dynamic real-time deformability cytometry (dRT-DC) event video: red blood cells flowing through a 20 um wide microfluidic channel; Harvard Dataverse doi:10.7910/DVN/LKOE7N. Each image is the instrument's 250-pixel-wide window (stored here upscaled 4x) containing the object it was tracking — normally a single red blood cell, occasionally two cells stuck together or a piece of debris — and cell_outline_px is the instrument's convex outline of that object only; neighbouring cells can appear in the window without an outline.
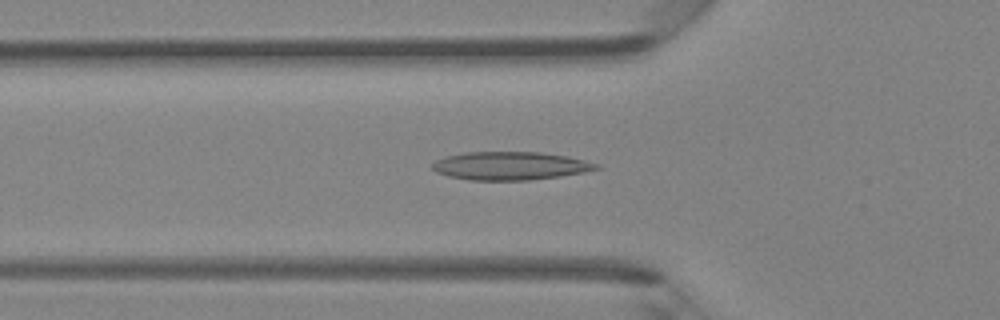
{"species": "Egyptian fruit bat (a non-hibernating species)", "species_latin": "Rousettus aegyptiacus", "temperature_condition": "room temperature", "stored_images_in_passage": 39, "camera_frame_rate_fps": 3000, "um_per_image_px": 0.085, "animal": {"sex": "female"}, "frame": {"image": 1, "passage_image": 8, "time_ms": 2.333, "image_size_px": [1000, 320], "cell_outline_px": [[600, 168], [584, 172], [560, 176], [528, 180], [468, 180], [448, 176], [436, 172], [432, 168], [432, 164], [436, 160], [444, 156], [468, 152], [540, 152], [568, 156], [600, 164]], "centroid_in_image_um": [43.36, 14.09], "position_along_channel_um": 82.4, "area_um2": 26.99}}
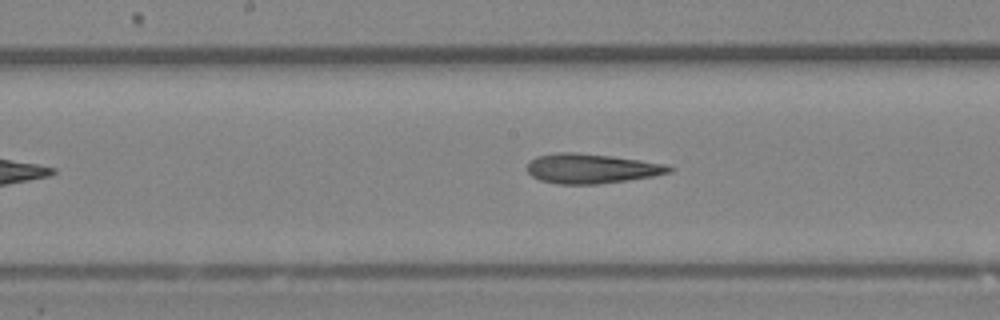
{"frame": {"image": 2, "passage_image": 16, "time_ms": 5.0, "image_size_px": [1000, 320], "cell_outline_px": [[676, 168], [672, 172], [652, 176], [628, 180], [596, 184], [556, 184], [540, 180], [532, 176], [528, 172], [528, 164], [536, 156], [556, 152], [576, 152], [612, 156], [640, 160], [664, 164]], "centroid_in_image_um": [50.27, 14.32], "position_along_channel_um": 197.9, "area_um2": 24.57}}
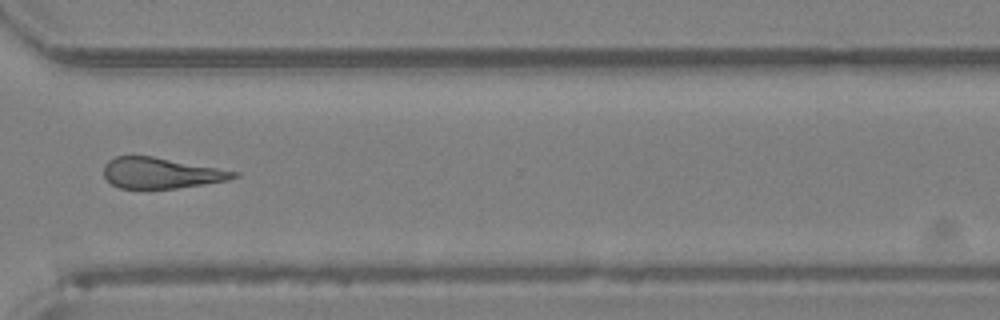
{"frame": {"image": 3, "passage_image": 27, "time_ms": 8.667, "image_size_px": [1000, 320], "cell_outline_px": [[240, 176], [228, 180], [176, 188], [120, 188], [112, 184], [104, 176], [104, 164], [108, 160], [116, 156], [152, 156], [240, 172]], "centroid_in_image_um": [13.69, 14.7], "position_along_channel_um": 356.9, "area_um2": 23.12}, "authors_computed_cell_mechanics": {"area_um2": 24.565, "velocity_mm_per_s": 4.3341, "shape_relaxation_time_tau1_ms": 7.1969, "shape_relaxation_time_tau2_ms": 4.6887, "deformation_change_tau1": 0.1506, "deformation_change_tau2": 0.1791}}